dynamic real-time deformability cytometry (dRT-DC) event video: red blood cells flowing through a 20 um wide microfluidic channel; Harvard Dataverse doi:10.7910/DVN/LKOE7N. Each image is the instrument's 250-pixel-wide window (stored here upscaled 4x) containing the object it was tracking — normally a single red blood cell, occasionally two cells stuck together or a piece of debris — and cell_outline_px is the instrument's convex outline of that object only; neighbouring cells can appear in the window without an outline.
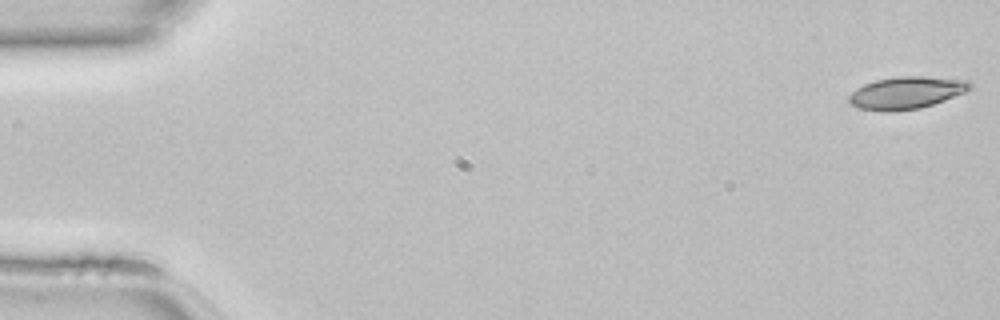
{"species": "common noctule bat (a hibernating species)", "species_latin": "Nyctalus noctula", "temperature_condition": "room temperature", "stored_images_in_passage": 47, "camera_frame_rate_fps": 3000, "um_per_image_px": 0.085, "animal": {"sex": "female", "body_mass_g": 22.7, "forearm_length_mm": 54.2}, "frame": {"image": 1, "passage_image": 1, "time_ms": 0.0, "image_size_px": [1000, 320], "cell_outline_px": [[972, 88], [964, 92], [944, 100], [920, 108], [892, 112], [884, 112], [860, 108], [852, 104], [848, 100], [848, 96], [856, 88], [864, 84], [876, 80], [896, 76], [924, 76], [968, 80], [972, 84]], "centroid_in_image_um": [77.03, 7.88], "position_along_channel_um": 8.0, "area_um2": 22.77}}
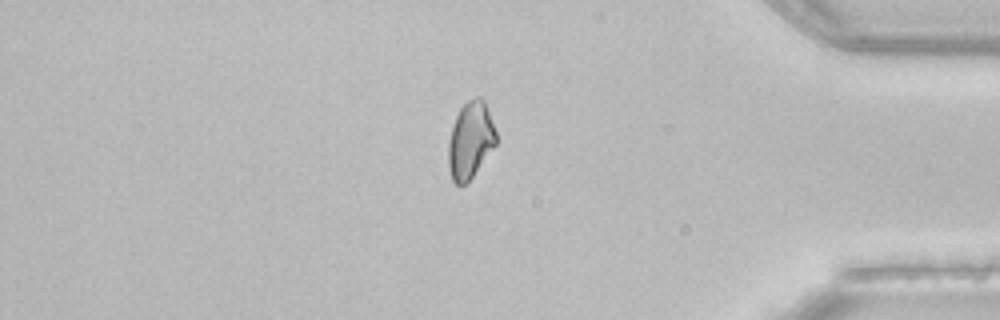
{"frame": {"image": 2, "passage_image": 40, "time_ms": 13.0, "image_size_px": [1000, 320], "cell_outline_px": [[496, 144], [472, 176], [464, 184], [456, 184], [452, 180], [448, 168], [448, 144], [452, 128], [456, 116], [460, 108], [468, 100], [476, 96], [480, 96], [484, 100], [496, 132]], "centroid_in_image_um": [39.97, 11.9], "position_along_channel_um": 395.2, "area_um2": 21.04}}
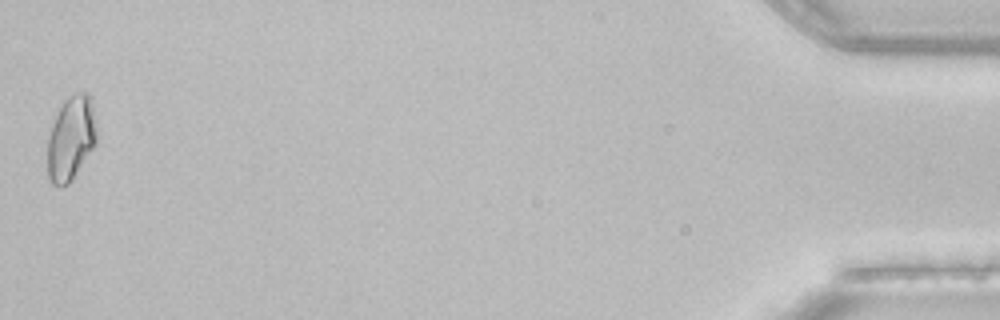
{"frame": {"image": 3, "passage_image": 47, "time_ms": 15.333, "image_size_px": [1000, 320], "cell_outline_px": [[96, 144], [72, 180], [68, 184], [52, 184], [48, 176], [48, 136], [52, 124], [64, 100], [76, 92], [88, 92], [96, 120]], "centroid_in_image_um": [6.05, 11.74], "position_along_channel_um": 429.2, "area_um2": 23.93}}